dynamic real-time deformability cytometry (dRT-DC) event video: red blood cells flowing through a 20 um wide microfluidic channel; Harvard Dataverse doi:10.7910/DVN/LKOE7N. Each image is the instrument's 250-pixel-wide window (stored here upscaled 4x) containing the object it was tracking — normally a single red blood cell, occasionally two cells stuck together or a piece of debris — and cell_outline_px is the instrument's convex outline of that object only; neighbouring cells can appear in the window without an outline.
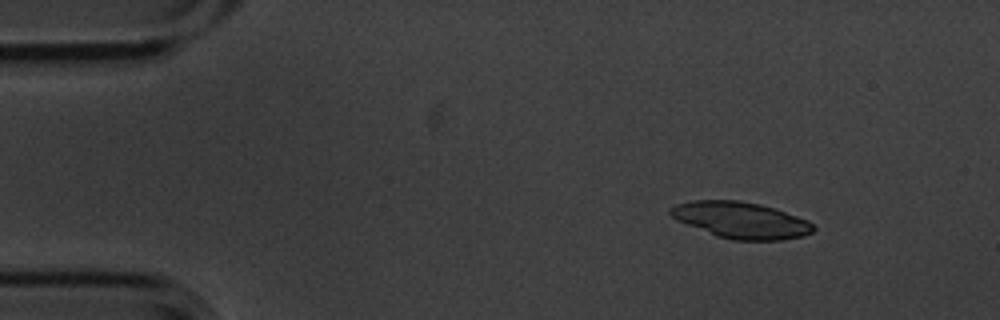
{"species": "common noctule bat (a hibernating species)", "species_latin": "Nyctalus noctula", "temperature_condition": "cold", "stored_images_in_passage": 4, "camera_frame_rate_fps": 3000, "um_per_image_px": 0.085, "animal": {"sex": "male", "body_mass_g": 20.1, "forearm_length_mm": 53.5}, "frame": {"image": 1, "passage_image": 2, "time_ms": 0.333, "image_size_px": [1000, 320], "cell_outline_px": [[816, 228], [812, 232], [804, 236], [780, 240], [732, 240], [716, 236], [676, 220], [668, 212], [668, 208], [676, 204], [692, 200], [740, 200], [760, 204], [808, 220]], "centroid_in_image_um": [62.94, 18.71], "position_along_channel_um": 22.1, "area_um2": 30.29}}